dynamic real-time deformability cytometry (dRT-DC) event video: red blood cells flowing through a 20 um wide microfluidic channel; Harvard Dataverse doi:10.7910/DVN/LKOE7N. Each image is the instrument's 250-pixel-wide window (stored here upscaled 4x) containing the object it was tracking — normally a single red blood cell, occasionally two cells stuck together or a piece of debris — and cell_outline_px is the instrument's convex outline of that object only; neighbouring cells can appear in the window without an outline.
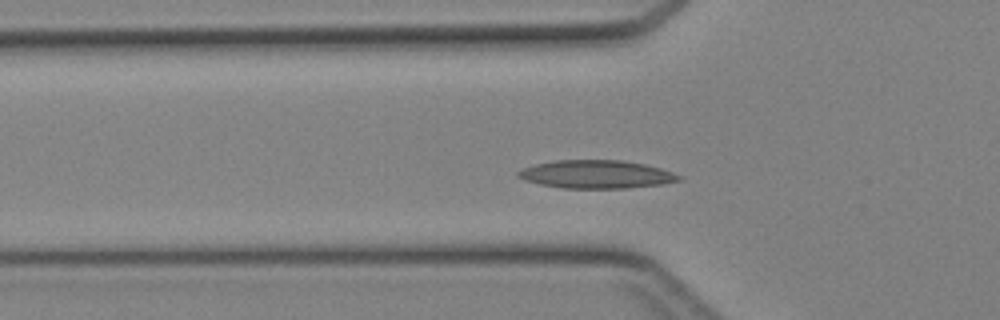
{"species": "Egyptian fruit bat (a non-hibernating species)", "species_latin": "Rousettus aegyptiacus", "temperature_condition": "cold", "stored_images_in_passage": 27, "camera_frame_rate_fps": 3000, "um_per_image_px": 0.085, "animal": {"sex": "female"}, "frame": {"image": 1, "passage_image": 2, "time_ms": 0.333, "image_size_px": [1000, 320], "cell_outline_px": [[684, 180], [664, 184], [628, 188], [560, 188], [540, 184], [524, 180], [516, 176], [516, 172], [524, 168], [536, 164], [556, 160], [624, 160], [644, 164], [660, 168], [672, 172], [680, 176]], "centroid_in_image_um": [50.7, 14.82], "position_along_channel_um": 75.1, "area_um2": 26.47}}
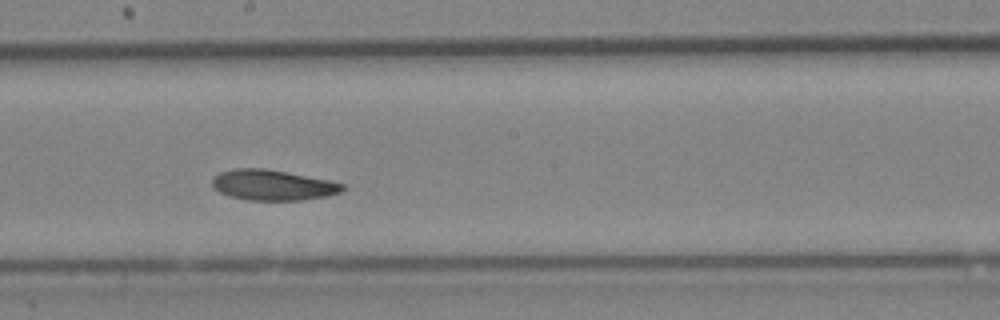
{"frame": {"image": 2, "passage_image": 12, "time_ms": 3.667, "image_size_px": [1000, 320], "cell_outline_px": [[344, 188], [340, 192], [328, 196], [304, 200], [248, 200], [228, 196], [220, 192], [212, 184], [212, 180], [220, 172], [236, 168], [264, 168], [328, 180], [344, 184]], "centroid_in_image_um": [23.18, 15.74], "position_along_channel_um": 225.0, "area_um2": 22.95}}
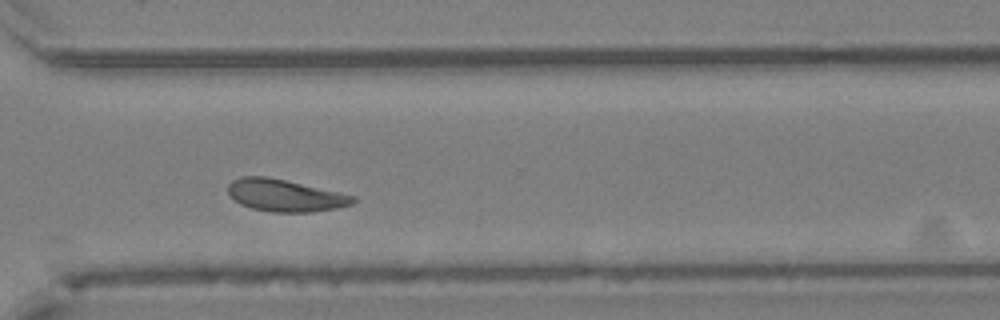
{"frame": {"image": 3, "passage_image": 20, "time_ms": 6.333, "image_size_px": [1000, 320], "cell_outline_px": [[356, 200], [352, 204], [336, 208], [312, 212], [272, 212], [252, 208], [240, 204], [228, 196], [228, 184], [232, 180], [240, 176], [268, 176], [356, 196]], "centroid_in_image_um": [24.19, 16.61], "position_along_channel_um": 346.4, "area_um2": 23.47}}